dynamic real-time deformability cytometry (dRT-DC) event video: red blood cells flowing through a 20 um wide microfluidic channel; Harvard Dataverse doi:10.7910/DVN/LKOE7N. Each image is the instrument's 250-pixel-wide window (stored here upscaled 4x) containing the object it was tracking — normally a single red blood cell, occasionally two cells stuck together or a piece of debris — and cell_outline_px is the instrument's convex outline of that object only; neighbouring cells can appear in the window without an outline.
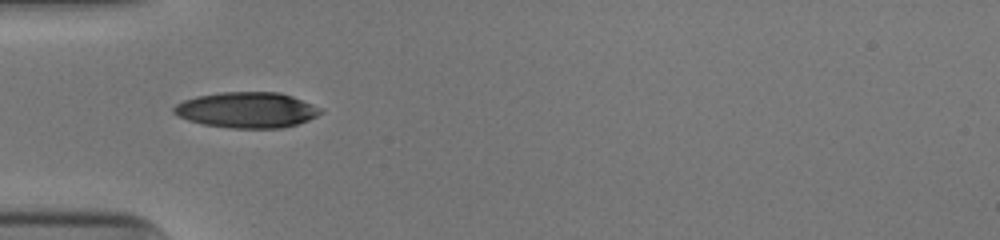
{"species": "human", "species_latin": "Homo sapiens", "temperature_condition": "cold", "stored_images_in_passage": 36, "camera_frame_rate_fps": 3000, "um_per_image_px": 0.085, "donor": {"sex": "male"}, "frame": {"image": 1, "passage_image": 1, "time_ms": 0.0, "image_size_px": [1000, 240], "cell_outline_px": [[324, 112], [308, 120], [284, 128], [232, 128], [204, 124], [188, 120], [172, 112], [172, 108], [176, 104], [184, 100], [196, 96], [220, 92], [280, 92], [292, 96], [320, 108]], "centroid_in_image_um": [20.97, 9.34], "position_along_channel_um": 64.0, "area_um2": 30.4}}
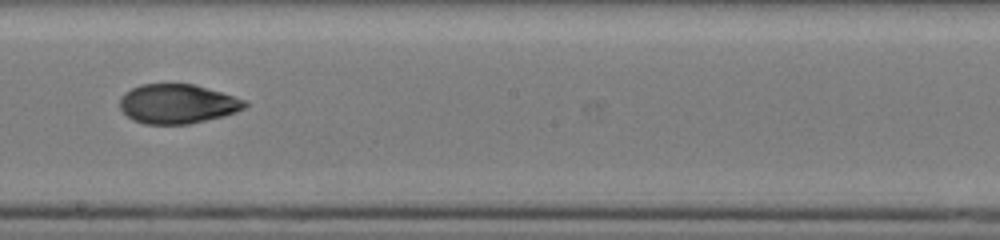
{"frame": {"image": 2, "passage_image": 14, "time_ms": 4.333, "image_size_px": [1000, 240], "cell_outline_px": [[248, 104], [244, 108], [236, 112], [224, 116], [188, 124], [144, 124], [132, 120], [120, 108], [120, 100], [124, 92], [140, 84], [192, 84], [248, 100]], "centroid_in_image_um": [15.08, 8.83], "position_along_channel_um": 233.1, "area_um2": 28.67}}
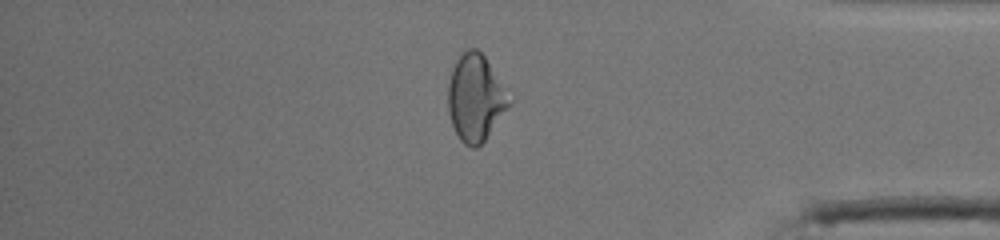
{"frame": {"image": 3, "passage_image": 28, "time_ms": 9.0, "image_size_px": [1000, 240], "cell_outline_px": [[512, 100], [508, 108], [484, 140], [476, 148], [472, 148], [464, 144], [460, 140], [452, 124], [448, 112], [448, 84], [452, 68], [456, 60], [468, 48], [476, 48], [484, 56]], "centroid_in_image_um": [40.39, 8.33], "position_along_channel_um": 394.8, "area_um2": 30.4}, "authors_computed_cell_mechanics": {"area_um2": 29.5936, "velocity_mm_per_s": 3.9598, "shape_relaxation_time_tau1_ms": 6.8064, "shape_relaxation_time_tau2_ms": 2.2128, "deformation_change_tau1": 0.2188, "deformation_change_tau2": 0.0673}}